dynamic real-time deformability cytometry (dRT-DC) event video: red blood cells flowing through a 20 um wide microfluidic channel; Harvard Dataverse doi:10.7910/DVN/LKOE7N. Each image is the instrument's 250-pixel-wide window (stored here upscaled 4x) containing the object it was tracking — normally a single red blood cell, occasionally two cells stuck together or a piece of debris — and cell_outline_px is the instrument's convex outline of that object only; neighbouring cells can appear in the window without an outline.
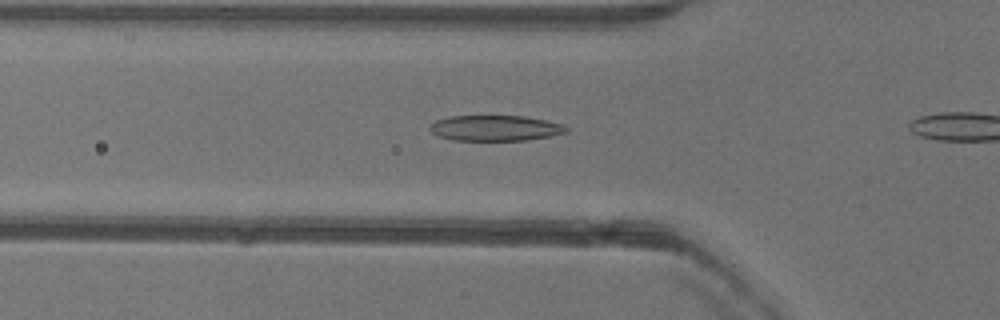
{"species": "common noctule bat (a hibernating species)", "species_latin": "Nyctalus noctula", "temperature_condition": "warm", "stored_images_in_passage": 4, "camera_frame_rate_fps": 3000, "um_per_image_px": 0.085, "animal": {"sex": "female"}, "frame": {"image": 1, "passage_image": 3, "time_ms": 0.667, "image_size_px": [1000, 320], "cell_outline_px": [[568, 132], [528, 140], [452, 140], [440, 136], [432, 132], [428, 128], [436, 120], [448, 116], [524, 116], [564, 124], [568, 128]], "centroid_in_image_um": [42.1, 10.88], "position_along_channel_um": 83.7, "area_um2": 20.23}}